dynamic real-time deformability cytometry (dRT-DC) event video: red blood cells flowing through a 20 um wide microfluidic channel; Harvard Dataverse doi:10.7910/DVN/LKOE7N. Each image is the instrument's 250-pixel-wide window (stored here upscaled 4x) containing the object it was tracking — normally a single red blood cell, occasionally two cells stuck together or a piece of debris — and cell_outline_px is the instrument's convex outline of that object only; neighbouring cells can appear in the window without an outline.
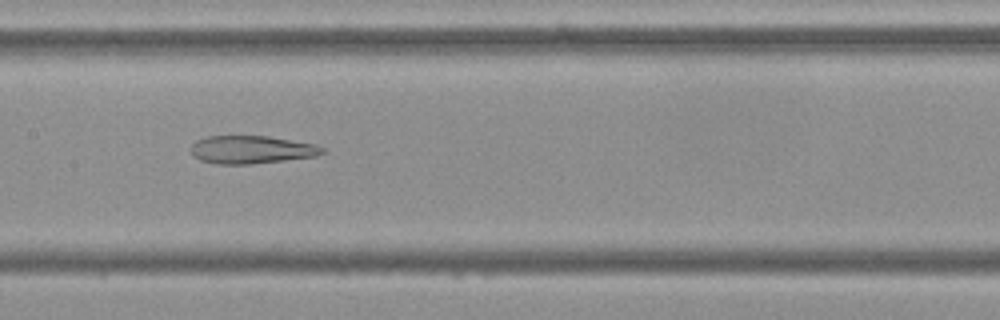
{"species": "Egyptian fruit bat (a non-hibernating species)", "species_latin": "Rousettus aegyptiacus", "temperature_condition": "cold", "stored_images_in_passage": 54, "camera_frame_rate_fps": 3000, "um_per_image_px": 0.085, "frame": {"image": 1, "passage_image": 26, "time_ms": 8.333, "image_size_px": [1000, 320], "cell_outline_px": [[324, 152], [316, 156], [252, 164], [216, 164], [200, 160], [192, 156], [192, 144], [196, 140], [208, 136], [268, 136], [316, 144], [324, 148]], "centroid_in_image_um": [21.36, 12.72], "position_along_channel_um": 186.0, "area_um2": 21.39}}
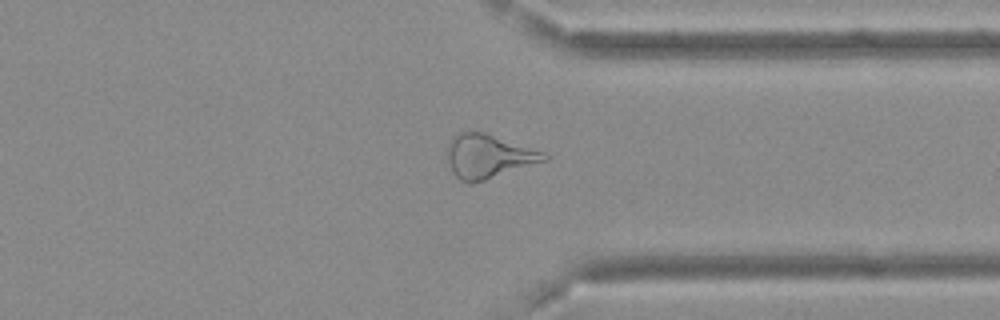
{"frame": {"image": 2, "passage_image": 41, "time_ms": 13.333, "image_size_px": [1000, 320], "cell_outline_px": [[548, 160], [472, 184], [468, 184], [460, 180], [452, 172], [448, 164], [444, 152], [452, 136], [460, 132], [484, 132], [548, 152]], "centroid_in_image_um": [41.5, 13.28], "position_along_channel_um": 369.9, "area_um2": 25.26}}
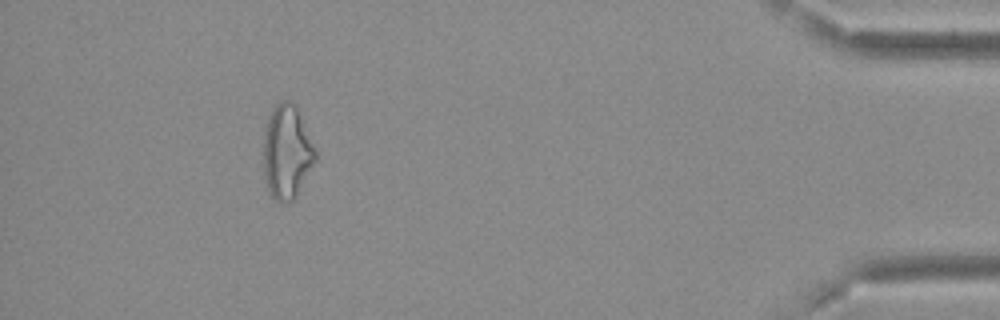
{"frame": {"image": 3, "passage_image": 49, "time_ms": 16.0, "image_size_px": [1000, 320], "cell_outline_px": [[316, 160], [296, 196], [288, 204], [280, 204], [272, 196], [264, 180], [264, 128], [272, 108], [280, 100], [288, 100], [296, 108], [316, 152]], "centroid_in_image_um": [24.35, 12.96], "position_along_channel_um": 410.8, "area_um2": 28.09}, "authors_computed_cell_mechanics": {"area_um2": 27.0504, "velocity_mm_per_s": 3.7133, "shape_relaxation_time_tau1_ms": null, "shape_relaxation_time_tau2_ms": 5.471, "deformation_change_tau1": null, "deformation_change_tau2": 0.1875}}